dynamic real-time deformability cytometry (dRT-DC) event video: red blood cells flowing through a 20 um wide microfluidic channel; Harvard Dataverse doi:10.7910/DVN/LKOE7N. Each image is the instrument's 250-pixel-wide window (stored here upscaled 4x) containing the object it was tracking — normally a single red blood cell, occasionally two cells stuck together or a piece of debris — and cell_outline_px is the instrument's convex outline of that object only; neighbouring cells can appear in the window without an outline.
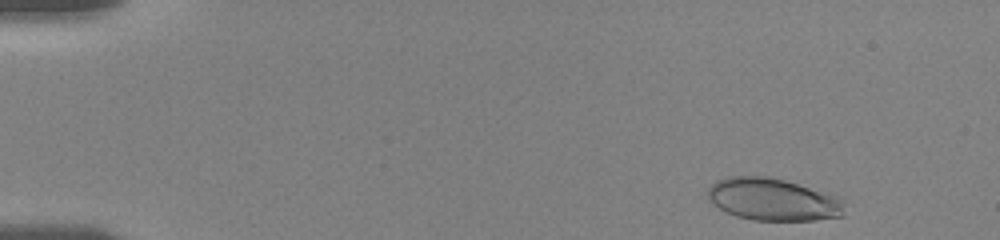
{"species": "human", "species_latin": "Homo sapiens", "temperature_condition": "room temperature", "stored_images_in_passage": 46, "camera_frame_rate_fps": 3000, "um_per_image_px": 0.085, "donor": {"sex": "female"}, "frame": {"image": 1, "passage_image": 2, "time_ms": 0.333, "image_size_px": [1000, 240], "cell_outline_px": [[844, 216], [816, 220], [752, 220], [736, 216], [720, 208], [708, 196], [708, 188], [716, 180], [728, 176], [768, 176], [784, 180], [832, 196], [840, 204]], "centroid_in_image_um": [65.6, 16.96], "position_along_channel_um": 19.4, "area_um2": 32.71}}
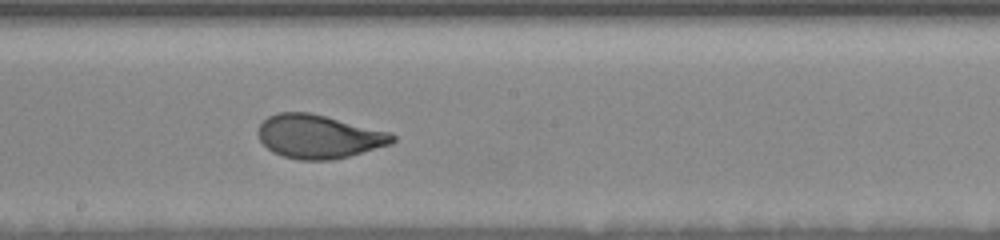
{"frame": {"image": 2, "passage_image": 28, "time_ms": 9.0, "image_size_px": [1000, 240], "cell_outline_px": [[396, 140], [392, 144], [348, 156], [332, 160], [300, 160], [284, 156], [272, 152], [260, 140], [256, 132], [260, 124], [268, 116], [280, 112], [308, 112], [392, 132], [396, 136]], "centroid_in_image_um": [27.11, 11.6], "position_along_channel_um": 221.1, "area_um2": 34.16}}
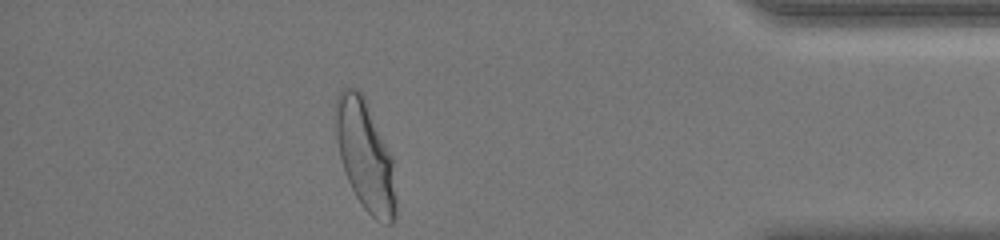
{"frame": {"image": 3, "passage_image": 46, "time_ms": 15.0, "image_size_px": [1000, 240], "cell_outline_px": [[396, 216], [392, 224], [384, 224], [376, 220], [360, 204], [344, 172], [336, 140], [332, 116], [336, 96], [344, 88], [356, 88], [364, 96], [392, 156], [396, 200]], "centroid_in_image_um": [31.01, 13.21], "position_along_channel_um": 404.2, "area_um2": 39.13}, "authors_computed_cell_mechanics": {"area_um2": 33.8997, "velocity_mm_per_s": 3.6211, "shape_relaxation_time_tau1_ms": 4.0311, "shape_relaxation_time_tau2_ms": null, "deformation_change_tau1": 0.17, "deformation_change_tau2": null}}